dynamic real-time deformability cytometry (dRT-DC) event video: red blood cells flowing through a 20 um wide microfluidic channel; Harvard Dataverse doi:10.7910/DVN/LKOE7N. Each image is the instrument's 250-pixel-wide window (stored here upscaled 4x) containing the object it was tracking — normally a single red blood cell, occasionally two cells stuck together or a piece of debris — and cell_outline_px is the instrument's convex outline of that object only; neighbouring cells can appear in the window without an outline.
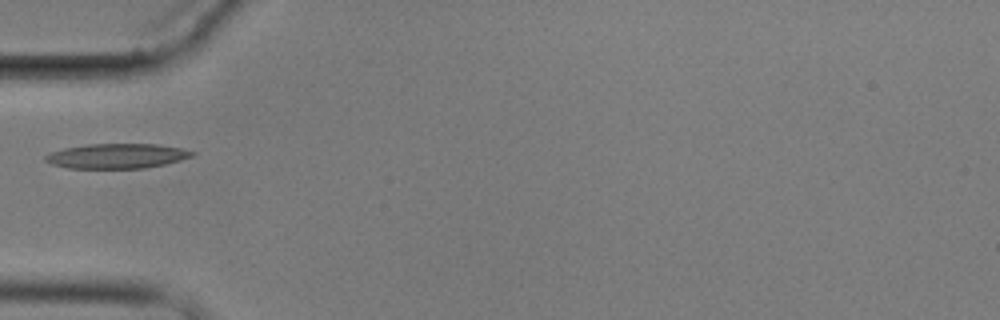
{"species": "common noctule bat (a hibernating species)", "species_latin": "Nyctalus noctula", "temperature_condition": "cold", "stored_images_in_passage": 1, "camera_frame_rate_fps": 3000, "um_per_image_px": 0.085, "animal": {"sex": "male", "body_mass_g": 17.9}, "frame": {"image": 1, "passage_image": 1, "time_ms": 0.0, "image_size_px": [1000, 320], "cell_outline_px": [[196, 156], [164, 164], [144, 168], [68, 168], [52, 164], [44, 160], [44, 156], [52, 152], [64, 148], [88, 144], [160, 144], [180, 148], [196, 152]], "centroid_in_image_um": [9.96, 13.26], "position_along_channel_um": 75.0, "area_um2": 21.21}}